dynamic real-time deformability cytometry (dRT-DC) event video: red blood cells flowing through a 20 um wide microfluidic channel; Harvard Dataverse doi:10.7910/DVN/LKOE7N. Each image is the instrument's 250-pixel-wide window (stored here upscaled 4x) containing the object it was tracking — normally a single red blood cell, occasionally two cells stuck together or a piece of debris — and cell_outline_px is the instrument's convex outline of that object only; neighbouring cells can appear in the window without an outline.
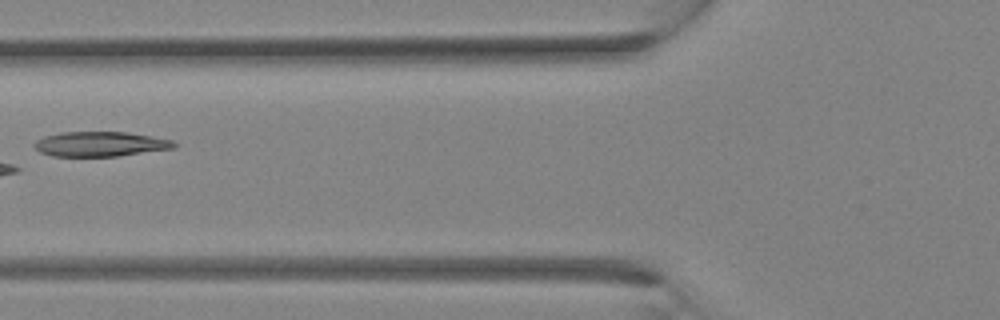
{"species": "Egyptian fruit bat (a non-hibernating species)", "species_latin": "Rousettus aegyptiacus", "temperature_condition": "room temperature", "stored_images_in_passage": 5, "camera_frame_rate_fps": 3000, "um_per_image_px": 0.085, "animal": {"sex": "female"}, "frame": {"image": 1, "passage_image": 5, "time_ms": 1.333, "image_size_px": [1000, 320], "cell_outline_px": [[176, 148], [116, 156], [52, 156], [40, 152], [32, 144], [36, 140], [44, 136], [60, 132], [128, 132], [172, 140], [176, 144]], "centroid_in_image_um": [8.5, 12.24], "position_along_channel_um": 117.3, "area_um2": 20.17}}